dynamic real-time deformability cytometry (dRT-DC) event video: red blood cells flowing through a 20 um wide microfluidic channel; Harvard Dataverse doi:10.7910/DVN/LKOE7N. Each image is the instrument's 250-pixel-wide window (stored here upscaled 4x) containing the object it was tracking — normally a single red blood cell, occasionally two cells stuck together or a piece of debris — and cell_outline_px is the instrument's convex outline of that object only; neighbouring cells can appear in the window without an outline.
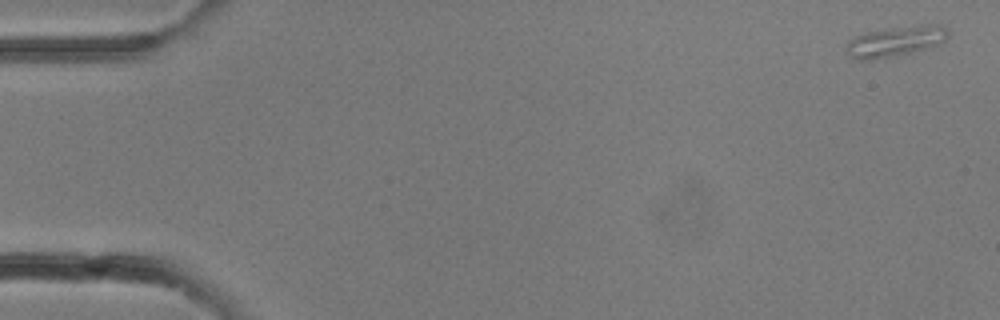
{"species": "common noctule bat (a hibernating species)", "species_latin": "Nyctalus noctula", "temperature_condition": "room temperature", "stored_images_in_passage": 27, "camera_frame_rate_fps": 3000, "um_per_image_px": 0.085, "animal": {"sex": "female"}, "frame": {"image": 1, "passage_image": 1, "time_ms": 0.0, "image_size_px": [1000, 320], "cell_outline_px": [[948, 36], [940, 44], [928, 48], [912, 52], [872, 60], [856, 60], [848, 52], [848, 40], [852, 36], [864, 32], [920, 24], [940, 24], [948, 28]], "centroid_in_image_um": [76.14, 3.49], "position_along_channel_um": 8.9, "area_um2": 18.09}}
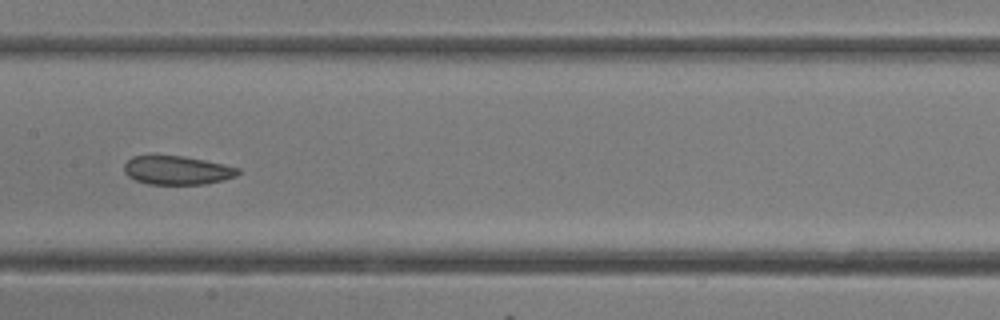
{"frame": {"image": 2, "passage_image": 13, "time_ms": 4.0, "image_size_px": [1000, 320], "cell_outline_px": [[240, 172], [236, 176], [204, 184], [148, 184], [136, 180], [128, 176], [124, 172], [124, 164], [132, 156], [184, 156], [204, 160], [240, 168]], "centroid_in_image_um": [15.04, 14.47], "position_along_channel_um": 192.4, "area_um2": 18.84}}
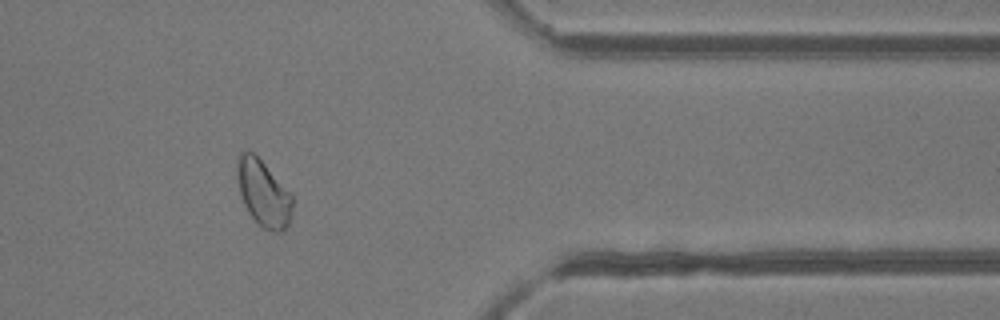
{"frame": {"image": 3, "passage_image": 22, "time_ms": 7.0, "image_size_px": [1000, 320], "cell_outline_px": [[292, 208], [288, 224], [284, 232], [272, 232], [264, 228], [248, 212], [240, 196], [236, 172], [236, 168], [240, 152], [252, 152], [264, 164], [292, 196]], "centroid_in_image_um": [22.36, 16.46], "position_along_channel_um": 389.0, "area_um2": 20.87}}